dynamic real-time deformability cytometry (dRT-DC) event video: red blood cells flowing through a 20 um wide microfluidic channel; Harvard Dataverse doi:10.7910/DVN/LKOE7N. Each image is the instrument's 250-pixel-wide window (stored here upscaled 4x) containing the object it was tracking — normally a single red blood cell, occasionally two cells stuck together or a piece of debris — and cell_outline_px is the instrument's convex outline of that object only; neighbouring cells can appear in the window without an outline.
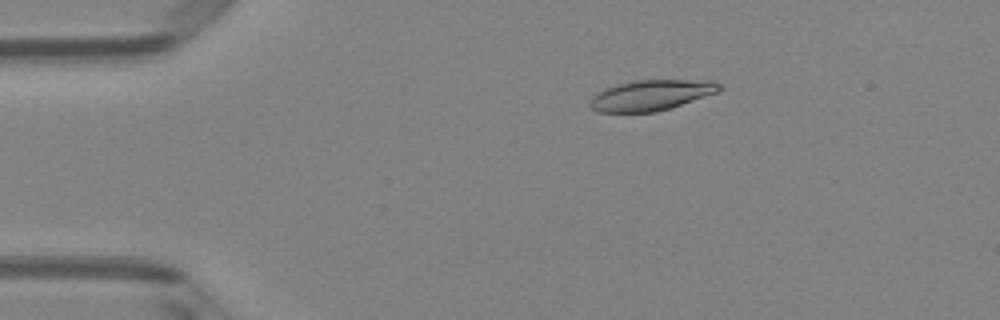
{"species": "Egyptian fruit bat (a non-hibernating species)", "species_latin": "Rousettus aegyptiacus", "temperature_condition": "room temperature", "stored_images_in_passage": 50, "camera_frame_rate_fps": 3000, "um_per_image_px": 0.085, "animal": {"sex": "female"}, "frame": {"image": 1, "passage_image": 9, "time_ms": 2.667, "image_size_px": [1000, 320], "cell_outline_px": [[724, 88], [720, 92], [656, 112], [600, 112], [592, 108], [588, 104], [588, 100], [596, 92], [620, 84], [636, 80], [712, 80], [720, 84]], "centroid_in_image_um": [55.38, 8.09], "position_along_channel_um": 29.6, "area_um2": 23.06}}
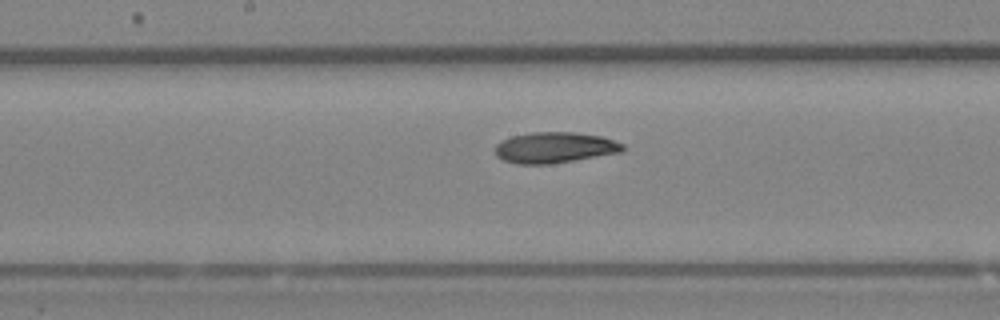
{"frame": {"image": 2, "passage_image": 26, "time_ms": 8.333, "image_size_px": [1000, 320], "cell_outline_px": [[624, 148], [620, 152], [548, 164], [516, 164], [504, 160], [496, 156], [496, 144], [500, 140], [512, 136], [532, 132], [572, 132], [600, 136], [624, 144]], "centroid_in_image_um": [47.09, 12.54], "position_along_channel_um": 201.1, "area_um2": 22.66}}
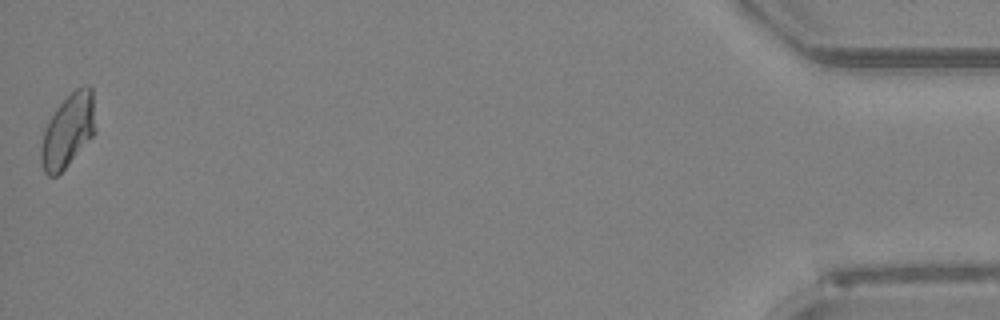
{"frame": {"image": 3, "passage_image": 50, "time_ms": 16.333, "image_size_px": [1000, 320], "cell_outline_px": [[96, 132], [68, 164], [56, 176], [48, 176], [44, 172], [40, 160], [40, 148], [44, 128], [48, 120], [56, 108], [76, 88], [84, 84], [88, 84], [92, 88], [96, 128]], "centroid_in_image_um": [5.78, 11.09], "position_along_channel_um": 429.4, "area_um2": 23.35}, "authors_computed_cell_mechanics": {"area_um2": 22.9466, "velocity_mm_per_s": 4.0241, "shape_relaxation_time_tau1_ms": 7.4154, "shape_relaxation_time_tau2_ms": 10.0026, "deformation_change_tau1": 0.171, "deformation_change_tau2": 0.1447}}